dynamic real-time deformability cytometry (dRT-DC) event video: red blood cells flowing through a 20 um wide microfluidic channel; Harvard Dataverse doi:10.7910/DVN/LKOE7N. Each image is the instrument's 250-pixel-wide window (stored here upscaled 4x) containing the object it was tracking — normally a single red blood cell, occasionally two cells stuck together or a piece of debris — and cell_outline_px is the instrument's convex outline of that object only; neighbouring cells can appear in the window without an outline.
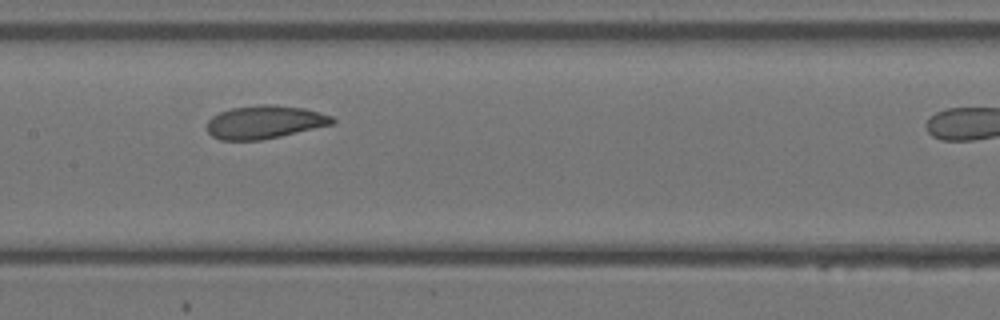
{"species": "Egyptian fruit bat (a non-hibernating species)", "species_latin": "Rousettus aegyptiacus", "temperature_condition": "warm", "stored_images_in_passage": 13, "camera_frame_rate_fps": 3000, "um_per_image_px": 0.085, "animal": {"sex": "female"}, "frame": {"image": 1, "passage_image": 10, "time_ms": 3.0, "image_size_px": [1000, 320], "cell_outline_px": [[336, 120], [332, 124], [280, 136], [260, 140], [220, 140], [212, 136], [208, 132], [208, 120], [212, 116], [220, 112], [232, 108], [260, 104], [272, 104], [304, 108], [320, 112], [332, 116]], "centroid_in_image_um": [22.49, 10.37], "position_along_channel_um": 184.9, "area_um2": 24.1}}